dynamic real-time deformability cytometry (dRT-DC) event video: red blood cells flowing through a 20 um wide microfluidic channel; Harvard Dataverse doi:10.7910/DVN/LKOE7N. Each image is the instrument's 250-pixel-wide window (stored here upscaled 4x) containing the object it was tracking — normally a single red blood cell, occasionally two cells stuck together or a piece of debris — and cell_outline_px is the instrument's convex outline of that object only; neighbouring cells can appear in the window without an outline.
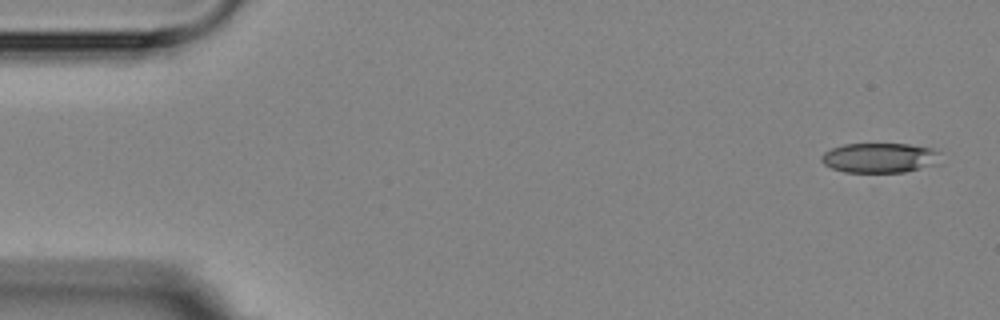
{"species": "Egyptian fruit bat (a non-hibernating species)", "species_latin": "Rousettus aegyptiacus", "temperature_condition": "room temperature", "stored_images_in_passage": 6, "camera_frame_rate_fps": 3000, "um_per_image_px": 0.085, "animal": {"sex": "female"}, "frame": {"image": 1, "passage_image": 1, "time_ms": 0.0, "image_size_px": [1000, 320], "cell_outline_px": [[936, 152], [932, 164], [904, 172], [844, 172], [832, 168], [824, 164], [820, 160], [820, 156], [824, 152], [832, 148], [844, 144], [908, 144], [932, 148]], "centroid_in_image_um": [74.62, 13.41], "position_along_channel_um": 10.4, "area_um2": 20.11}}
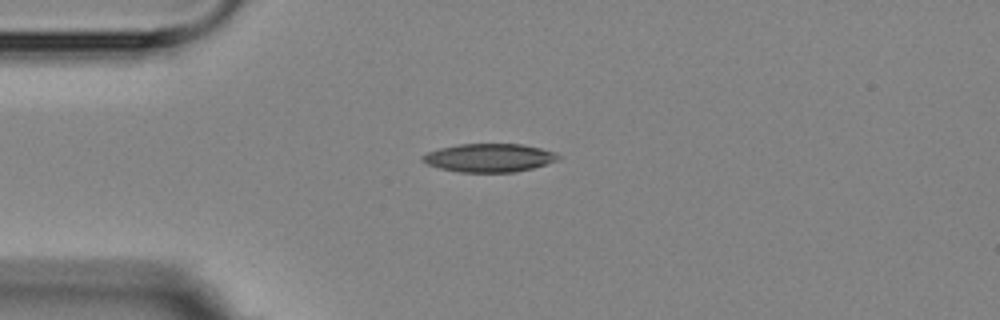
{"frame": {"image": 2, "passage_image": 4, "time_ms": 3.667, "image_size_px": [1000, 320], "cell_outline_px": [[560, 156], [556, 160], [532, 168], [516, 172], [460, 172], [440, 168], [428, 164], [420, 160], [420, 156], [428, 152], [440, 148], [460, 144], [520, 144], [540, 148], [556, 152]], "centroid_in_image_um": [41.55, 13.41], "position_along_channel_um": 43.4, "area_um2": 22.25}}
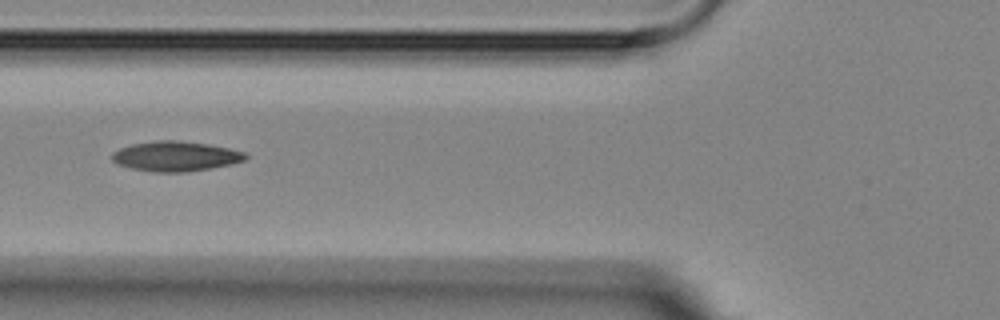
{"frame": {"image": 3, "passage_image": 6, "time_ms": 6.0, "image_size_px": [1000, 320], "cell_outline_px": [[248, 156], [244, 160], [232, 164], [212, 168], [184, 172], [156, 172], [132, 168], [120, 164], [112, 160], [112, 152], [120, 148], [132, 144], [156, 140], [176, 140], [208, 144], [228, 148], [244, 152]], "centroid_in_image_um": [14.94, 13.27], "position_along_channel_um": 110.9, "area_um2": 23.12}}